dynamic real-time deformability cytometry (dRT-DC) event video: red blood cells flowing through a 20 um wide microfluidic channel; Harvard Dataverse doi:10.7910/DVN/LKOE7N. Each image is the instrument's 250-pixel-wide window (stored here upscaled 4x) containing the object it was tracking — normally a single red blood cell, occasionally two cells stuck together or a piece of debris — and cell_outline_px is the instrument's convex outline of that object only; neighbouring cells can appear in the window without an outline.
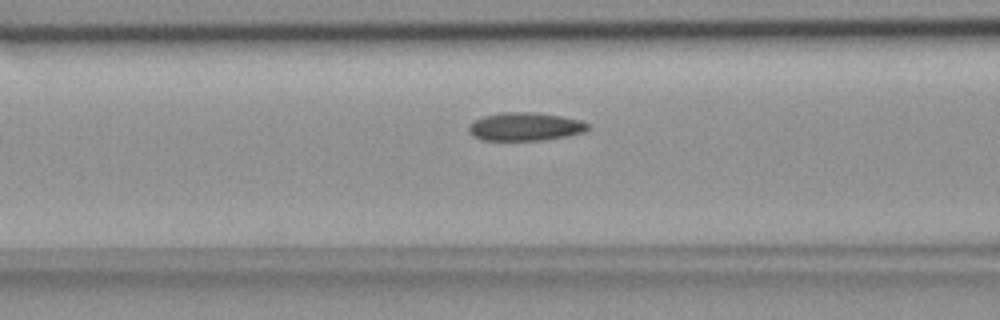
{"species": "common noctule bat (a hibernating species)", "species_latin": "Nyctalus noctula", "temperature_condition": "room temperature", "stored_images_in_passage": 41, "camera_frame_rate_fps": 3000, "um_per_image_px": 0.085, "animal": {"sex": "female", "body_mass_g": 18.4}, "frame": {"image": 1, "passage_image": 9, "time_ms": 2.667, "image_size_px": [1000, 320], "cell_outline_px": [[592, 128], [584, 132], [568, 136], [544, 140], [480, 140], [472, 136], [468, 132], [468, 124], [484, 116], [500, 112], [536, 112], [560, 116], [580, 120], [592, 124]], "centroid_in_image_um": [44.66, 10.77], "position_along_channel_um": 121.9, "area_um2": 19.94}}
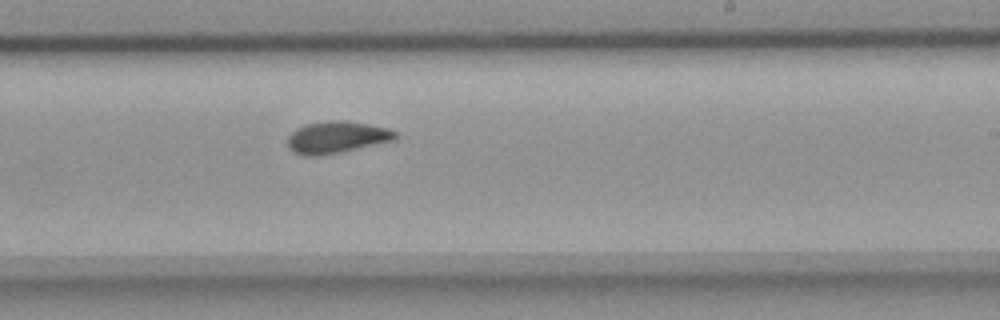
{"frame": {"image": 2, "passage_image": 20, "time_ms": 6.333, "image_size_px": [1000, 320], "cell_outline_px": [[400, 136], [392, 140], [340, 152], [316, 156], [304, 156], [292, 152], [288, 148], [288, 136], [296, 128], [304, 124], [328, 120], [348, 120], [388, 128], [396, 132]], "centroid_in_image_um": [28.58, 11.65], "position_along_channel_um": 260.4, "area_um2": 20.11}}
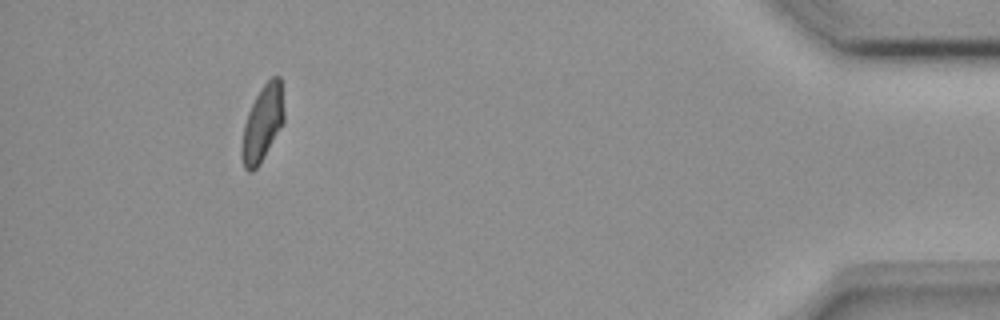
{"frame": {"image": 3, "passage_image": 37, "time_ms": 12.0, "image_size_px": [1000, 320], "cell_outline_px": [[284, 120], [280, 128], [264, 156], [256, 168], [252, 172], [248, 172], [244, 168], [240, 152], [240, 144], [244, 124], [248, 112], [256, 96], [264, 84], [272, 76], [280, 76], [284, 112]], "centroid_in_image_um": [22.28, 10.51], "position_along_channel_um": 412.9, "area_um2": 18.55}, "authors_computed_cell_mechanics": {"area_um2": 19.3052, "velocity_mm_per_s": 3.7892, "shape_relaxation_time_tau1_ms": null, "shape_relaxation_time_tau2_ms": 2.9584, "deformation_change_tau1": null, "deformation_change_tau2": 0.0972}}